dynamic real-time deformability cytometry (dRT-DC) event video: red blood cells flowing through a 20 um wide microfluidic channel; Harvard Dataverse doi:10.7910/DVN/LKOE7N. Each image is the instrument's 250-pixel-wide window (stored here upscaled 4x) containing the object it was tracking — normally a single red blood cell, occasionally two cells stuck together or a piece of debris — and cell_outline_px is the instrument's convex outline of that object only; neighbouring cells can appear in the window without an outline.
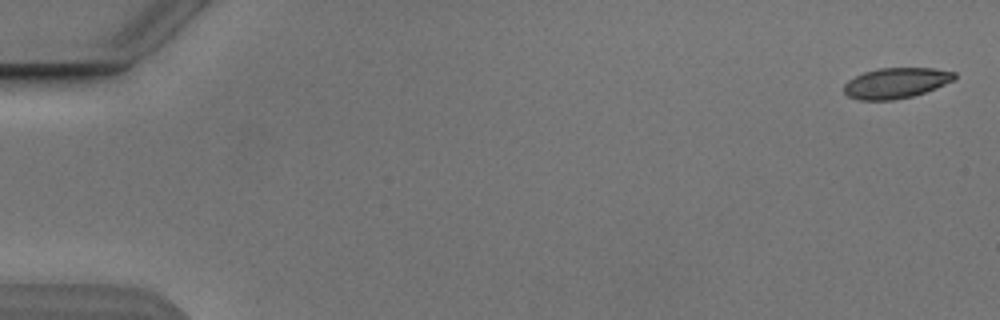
{"species": "Egyptian fruit bat (a non-hibernating species)", "species_latin": "Rousettus aegyptiacus", "temperature_condition": "cold", "stored_images_in_passage": 6, "camera_frame_rate_fps": 3000, "um_per_image_px": 0.085, "animal": {"sex": "male"}, "frame": {"image": 1, "passage_image": 1, "time_ms": 0.0, "image_size_px": [1000, 320], "cell_outline_px": [[956, 76], [952, 80], [936, 88], [912, 96], [892, 100], [860, 100], [848, 96], [844, 92], [844, 84], [848, 80], [864, 72], [880, 68], [932, 68], [956, 72]], "centroid_in_image_um": [76.14, 7.05], "position_along_channel_um": 8.9, "area_um2": 19.48}}
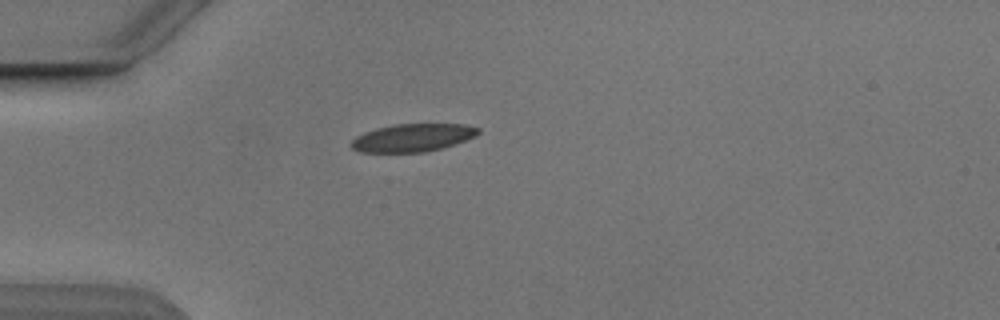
{"frame": {"image": 2, "passage_image": 5, "time_ms": 4.667, "image_size_px": [1000, 320], "cell_outline_px": [[480, 132], [476, 136], [440, 148], [424, 152], [360, 152], [352, 148], [348, 144], [356, 136], [364, 132], [376, 128], [396, 124], [464, 124], [480, 128]], "centroid_in_image_um": [35.04, 11.7], "position_along_channel_um": 50.0, "area_um2": 20.52}}